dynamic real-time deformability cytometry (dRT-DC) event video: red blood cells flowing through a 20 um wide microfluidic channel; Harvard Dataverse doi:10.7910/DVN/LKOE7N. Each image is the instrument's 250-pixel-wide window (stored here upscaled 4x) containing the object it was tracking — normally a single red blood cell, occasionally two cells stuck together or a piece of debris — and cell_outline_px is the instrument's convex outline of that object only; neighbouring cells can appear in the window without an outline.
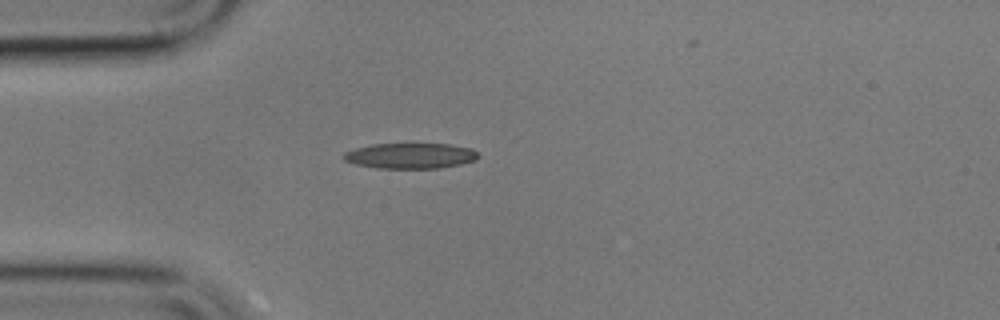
{"species": "common noctule bat (a hibernating species)", "species_latin": "Nyctalus noctula", "temperature_condition": "cold", "stored_images_in_passage": 3, "camera_frame_rate_fps": 3000, "um_per_image_px": 0.085, "animal": {"sex": "male", "body_mass_g": 17.9}, "frame": {"image": 1, "passage_image": 1, "time_ms": 0.0, "image_size_px": [1000, 320], "cell_outline_px": [[480, 156], [476, 160], [460, 164], [440, 168], [376, 168], [352, 164], [344, 160], [340, 156], [344, 152], [356, 148], [372, 144], [448, 144], [472, 148]], "centroid_in_image_um": [34.84, 13.24], "position_along_channel_um": 50.2, "area_um2": 20.17}}